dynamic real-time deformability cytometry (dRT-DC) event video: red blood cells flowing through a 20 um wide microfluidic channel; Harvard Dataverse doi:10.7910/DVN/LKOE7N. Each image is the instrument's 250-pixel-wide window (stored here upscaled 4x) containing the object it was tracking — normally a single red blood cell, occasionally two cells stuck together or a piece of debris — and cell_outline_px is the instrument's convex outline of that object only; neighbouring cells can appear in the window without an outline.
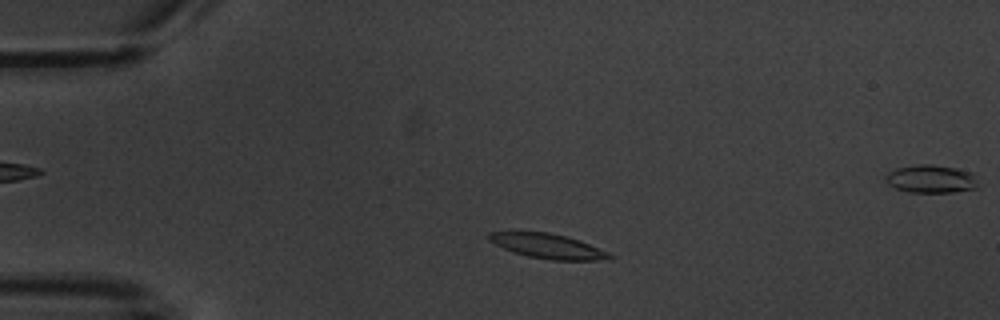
{"species": "common noctule bat (a hibernating species)", "species_latin": "Nyctalus noctula", "temperature_condition": "warm", "stored_images_in_passage": 4, "camera_frame_rate_fps": 3000, "um_per_image_px": 0.085, "animal": {"sex": "male", "body_mass_g": 20.1, "forearm_length_mm": 53.5}, "frame": {"image": 1, "passage_image": 2, "time_ms": 1.333, "image_size_px": [1000, 320], "cell_outline_px": [[616, 256], [612, 260], [552, 260], [528, 256], [512, 252], [488, 240], [488, 232], [548, 232], [568, 236], [580, 240], [608, 252]], "centroid_in_image_um": [46.63, 20.93], "position_along_channel_um": 38.4, "area_um2": 17.46}}